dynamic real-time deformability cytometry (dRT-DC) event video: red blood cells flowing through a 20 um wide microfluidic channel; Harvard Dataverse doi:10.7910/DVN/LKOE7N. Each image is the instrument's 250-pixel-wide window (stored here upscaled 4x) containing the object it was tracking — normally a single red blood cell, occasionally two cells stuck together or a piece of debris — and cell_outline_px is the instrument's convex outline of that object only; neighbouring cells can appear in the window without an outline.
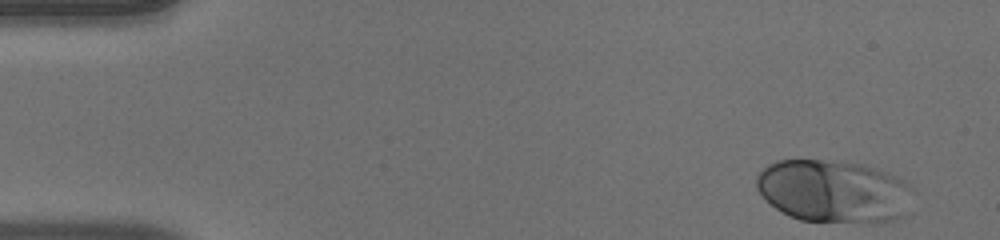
{"species": "human", "species_latin": "Homo sapiens", "temperature_condition": "warm", "stored_images_in_passage": 48, "camera_frame_rate_fps": 3000, "um_per_image_px": 0.085, "donor": {"sex": "male"}, "frame": {"image": 1, "passage_image": 1, "time_ms": 0.0, "image_size_px": [1000, 240], "cell_outline_px": [[916, 192], [904, 216], [892, 220], [872, 224], [800, 220], [788, 216], [776, 208], [756, 188], [756, 176], [768, 164], [776, 160], [820, 160], [864, 164], [888, 172], [904, 180]], "centroid_in_image_um": [70.93, 16.27], "position_along_channel_um": 14.1, "area_um2": 57.97}}
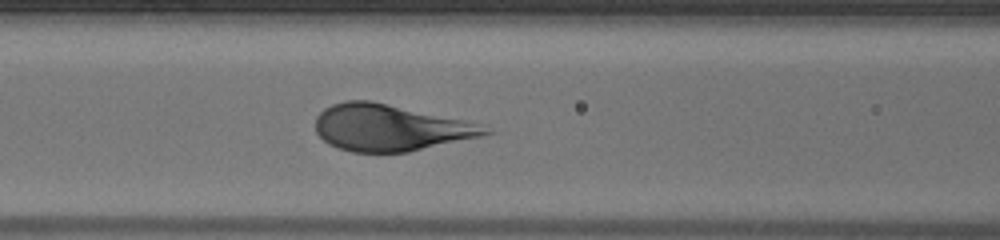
{"frame": {"image": 2, "passage_image": 19, "time_ms": 6.0, "image_size_px": [1000, 240], "cell_outline_px": [[496, 132], [480, 136], [408, 152], [352, 152], [328, 144], [316, 132], [316, 116], [324, 108], [332, 104], [344, 100], [372, 100], [464, 120], [476, 124]], "centroid_in_image_um": [33.1, 10.84], "position_along_channel_um": 133.5, "area_um2": 45.66}}
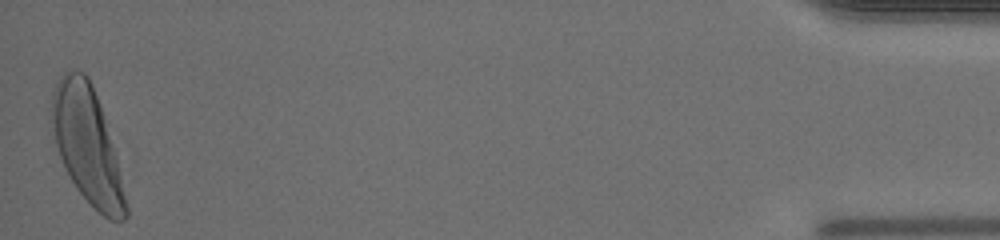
{"frame": {"image": 3, "passage_image": 48, "time_ms": 15.667, "image_size_px": [1000, 240], "cell_outline_px": [[128, 216], [124, 220], [108, 220], [76, 188], [60, 156], [56, 144], [48, 108], [52, 92], [56, 80], [64, 72], [84, 72], [88, 76], [92, 84], [116, 156], [128, 208]], "centroid_in_image_um": [7.38, 12.29], "position_along_channel_um": 427.8, "area_um2": 49.19}}